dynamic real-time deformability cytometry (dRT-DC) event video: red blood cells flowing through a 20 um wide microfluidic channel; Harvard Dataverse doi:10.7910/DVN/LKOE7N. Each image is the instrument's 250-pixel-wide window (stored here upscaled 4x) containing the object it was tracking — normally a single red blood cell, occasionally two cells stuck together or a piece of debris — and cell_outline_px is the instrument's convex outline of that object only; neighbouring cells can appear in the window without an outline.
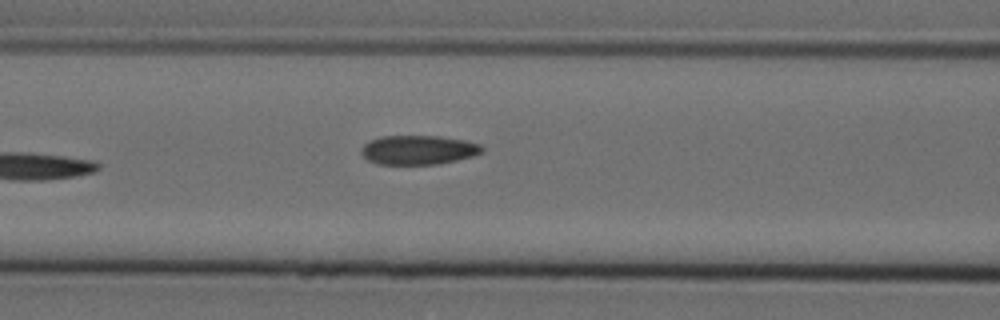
{"species": "Egyptian fruit bat (a non-hibernating species)", "species_latin": "Rousettus aegyptiacus", "temperature_condition": "cold", "stored_images_in_passage": 7, "camera_frame_rate_fps": 3000, "um_per_image_px": 0.085, "animal": {"sex": "female"}, "frame": {"image": 1, "passage_image": 7, "time_ms": 2.0, "image_size_px": [1000, 320], "cell_outline_px": [[484, 152], [472, 156], [456, 160], [436, 164], [380, 164], [368, 160], [360, 152], [360, 148], [364, 144], [380, 136], [440, 136], [464, 140], [480, 144], [484, 148]], "centroid_in_image_um": [35.57, 12.74], "position_along_channel_um": 131.0, "area_um2": 20.52}}